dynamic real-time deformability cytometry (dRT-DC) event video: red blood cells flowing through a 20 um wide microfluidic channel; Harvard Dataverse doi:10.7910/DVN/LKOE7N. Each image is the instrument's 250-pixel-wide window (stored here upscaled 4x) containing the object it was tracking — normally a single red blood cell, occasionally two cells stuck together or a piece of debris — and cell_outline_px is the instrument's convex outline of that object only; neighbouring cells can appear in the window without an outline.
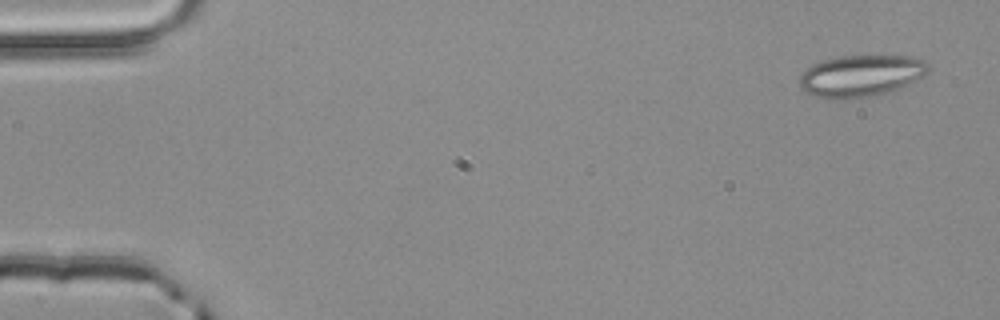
{"species": "common noctule bat (a hibernating species)", "species_latin": "Nyctalus noctula", "temperature_condition": "room temperature", "stored_images_in_passage": 4, "segment_of_instrument_passage": [1, 2], "camera_frame_rate_fps": 3000, "um_per_image_px": 0.085, "animal": {"sex": "male", "body_mass_g": 20.4}, "frame": {"image": 1, "passage_image": 1, "time_ms": 0.0, "image_size_px": [1000, 320], "cell_outline_px": [[928, 72], [924, 76], [884, 92], [868, 96], [816, 96], [804, 92], [800, 84], [800, 76], [812, 64], [836, 56], [912, 56], [924, 60], [928, 64]], "centroid_in_image_um": [73.18, 6.38], "position_along_channel_um": 11.8, "area_um2": 30.0}}